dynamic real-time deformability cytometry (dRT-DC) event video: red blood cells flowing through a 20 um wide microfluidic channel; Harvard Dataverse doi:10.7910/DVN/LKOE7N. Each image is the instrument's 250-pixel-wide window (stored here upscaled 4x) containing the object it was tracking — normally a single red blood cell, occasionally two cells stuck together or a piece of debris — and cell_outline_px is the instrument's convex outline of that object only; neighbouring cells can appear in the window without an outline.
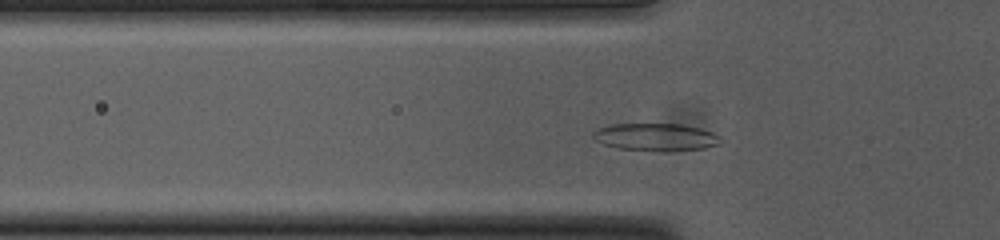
{"species": "common noctule bat (a hibernating species)", "species_latin": "Nyctalus noctula", "temperature_condition": "cold", "stored_images_in_passage": 47, "camera_frame_rate_fps": 3000, "um_per_image_px": 0.085, "animal": {"sex": "female", "body_mass_g": 23.0, "forearm_length_mm": 53.4}, "frame": {"image": 1, "passage_image": 10, "time_ms": 3.0, "image_size_px": [1000, 240], "cell_outline_px": [[724, 140], [720, 144], [704, 148], [616, 148], [604, 144], [596, 140], [592, 136], [592, 132], [608, 124], [684, 124], [700, 128], [712, 132], [720, 136]], "centroid_in_image_um": [55.75, 11.59], "position_along_channel_um": 70.1, "area_um2": 19.48}}
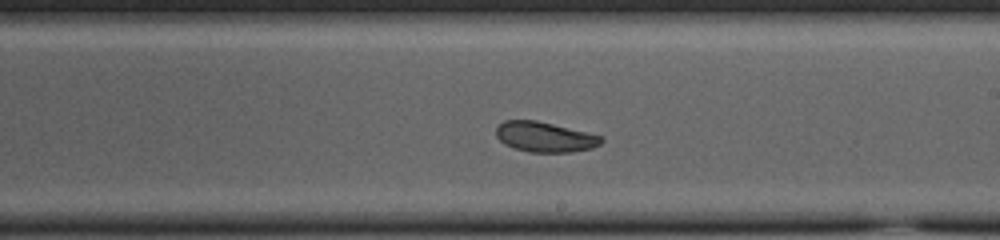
{"frame": {"image": 2, "passage_image": 24, "time_ms": 7.667, "image_size_px": [1000, 240], "cell_outline_px": [[604, 140], [600, 144], [592, 148], [572, 152], [528, 152], [512, 148], [504, 144], [496, 136], [496, 128], [504, 120], [536, 120], [604, 136]], "centroid_in_image_um": [46.31, 11.64], "position_along_channel_um": 242.7, "area_um2": 18.61}}
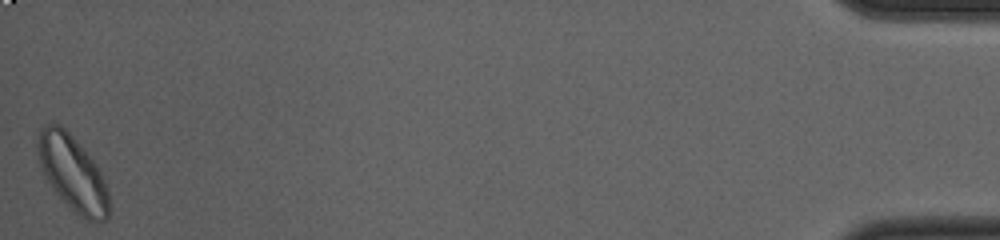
{"frame": {"image": 3, "passage_image": 47, "time_ms": 15.333, "image_size_px": [1000, 240], "cell_outline_px": [[108, 220], [96, 224], [80, 216], [56, 192], [48, 180], [40, 164], [36, 148], [40, 132], [48, 124], [60, 124], [76, 140], [96, 164], [104, 180], [108, 192]], "centroid_in_image_um": [6.2, 14.74], "position_along_channel_um": 429.0, "area_um2": 30.52}, "authors_computed_cell_mechanics": {"area_um2": 19.363, "velocity_mm_per_s": 3.7001, "shape_relaxation_time_tau1_ms": 2.3307, "shape_relaxation_time_tau2_ms": 3.614, "deformation_change_tau1": 0.111, "deformation_change_tau2": 0.083}}